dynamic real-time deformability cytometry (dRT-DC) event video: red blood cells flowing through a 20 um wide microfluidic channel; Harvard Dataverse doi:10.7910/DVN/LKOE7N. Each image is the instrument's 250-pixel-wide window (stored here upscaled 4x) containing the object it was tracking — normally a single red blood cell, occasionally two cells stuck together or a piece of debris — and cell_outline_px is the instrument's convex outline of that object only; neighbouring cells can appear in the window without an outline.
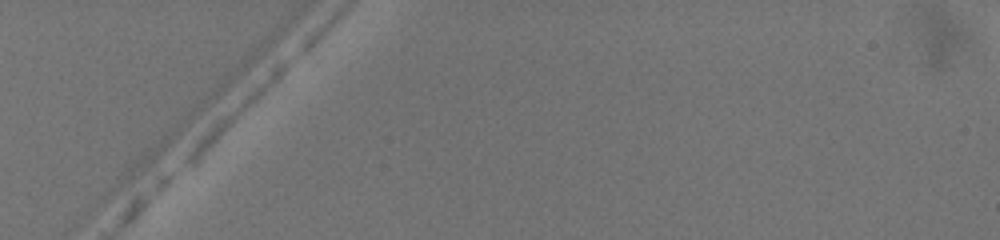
{"species": "common noctule bat (a hibernating species)", "species_latin": "Nyctalus noctula", "temperature_condition": "warm", "stored_images_in_passage": 3, "camera_frame_rate_fps": 3000, "um_per_image_px": 0.085, "animal": {"sex": "female", "body_mass_g": 19.5, "forearm_length_mm": 54.1}, "frame": {"image": 1, "passage_image": 1, "time_ms": 0.0, "image_size_px": [1000, 240], "cell_outline_px": [[296, 52], [288, 64], [232, 120], [188, 160], [184, 160], [184, 156], [196, 136], [276, 60]], "centroid_in_image_um": [20.16, 8.99], "position_along_channel_um": 64.8, "area_um2": 12.31}}